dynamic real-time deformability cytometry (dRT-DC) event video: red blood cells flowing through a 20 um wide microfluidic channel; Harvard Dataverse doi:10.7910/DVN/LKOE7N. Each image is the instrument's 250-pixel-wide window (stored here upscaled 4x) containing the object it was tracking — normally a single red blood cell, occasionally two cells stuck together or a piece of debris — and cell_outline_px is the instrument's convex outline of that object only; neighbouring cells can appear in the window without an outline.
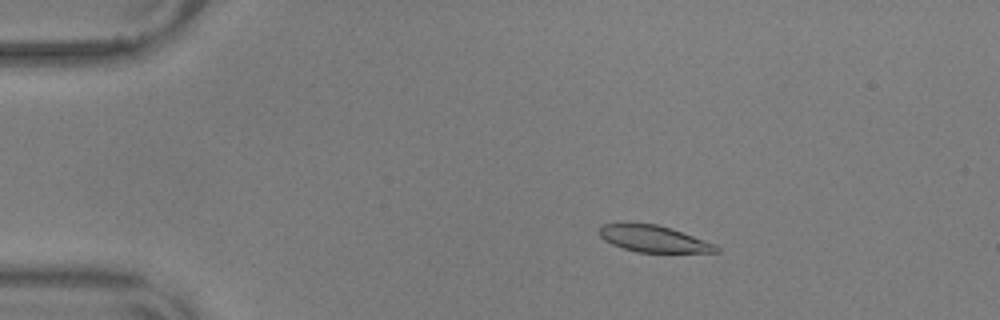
{"species": "common noctule bat (a hibernating species)", "species_latin": "Nyctalus noctula", "temperature_condition": "warm", "stored_images_in_passage": 57, "camera_frame_rate_fps": 3000, "um_per_image_px": 0.085, "animal": {"sex": "male", "body_mass_g": 17.9, "forearm_length_mm": 54.2}, "frame": {"image": 1, "passage_image": 11, "time_ms": 3.333, "image_size_px": [1000, 320], "cell_outline_px": [[720, 252], [636, 252], [612, 244], [604, 240], [596, 232], [600, 224], [628, 220], [656, 224], [672, 228], [716, 244], [720, 248]], "centroid_in_image_um": [55.46, 20.24], "position_along_channel_um": 29.5, "area_um2": 18.9}}
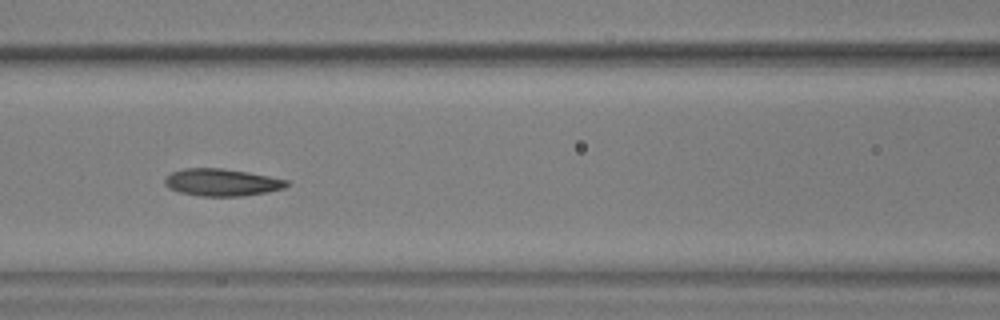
{"frame": {"image": 2, "passage_image": 26, "time_ms": 8.333, "image_size_px": [1000, 320], "cell_outline_px": [[288, 184], [284, 188], [268, 192], [244, 196], [200, 196], [180, 192], [168, 188], [164, 184], [164, 176], [172, 172], [184, 168], [220, 168], [248, 172], [288, 180]], "centroid_in_image_um": [18.82, 15.5], "position_along_channel_um": 147.8, "area_um2": 19.42}}
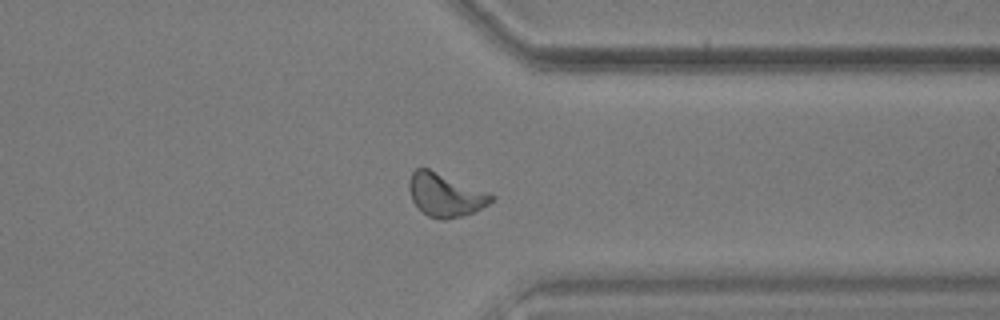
{"frame": {"image": 3, "passage_image": 45, "time_ms": 14.667, "image_size_px": [1000, 320], "cell_outline_px": [[496, 196], [488, 204], [472, 212], [460, 216], [444, 220], [428, 216], [412, 200], [408, 188], [408, 180], [412, 172], [416, 168], [428, 168], [492, 192]], "centroid_in_image_um": [37.87, 16.53], "position_along_channel_um": 373.5, "area_um2": 20.81}, "authors_computed_cell_mechanics": {"area_um2": 19.3052, "velocity_mm_per_s": 3.6041, "shape_relaxation_time_tau1_ms": 9.5482, "shape_relaxation_time_tau2_ms": 3.2303, "deformation_change_tau1": 0.1808, "deformation_change_tau2": 0.102}}